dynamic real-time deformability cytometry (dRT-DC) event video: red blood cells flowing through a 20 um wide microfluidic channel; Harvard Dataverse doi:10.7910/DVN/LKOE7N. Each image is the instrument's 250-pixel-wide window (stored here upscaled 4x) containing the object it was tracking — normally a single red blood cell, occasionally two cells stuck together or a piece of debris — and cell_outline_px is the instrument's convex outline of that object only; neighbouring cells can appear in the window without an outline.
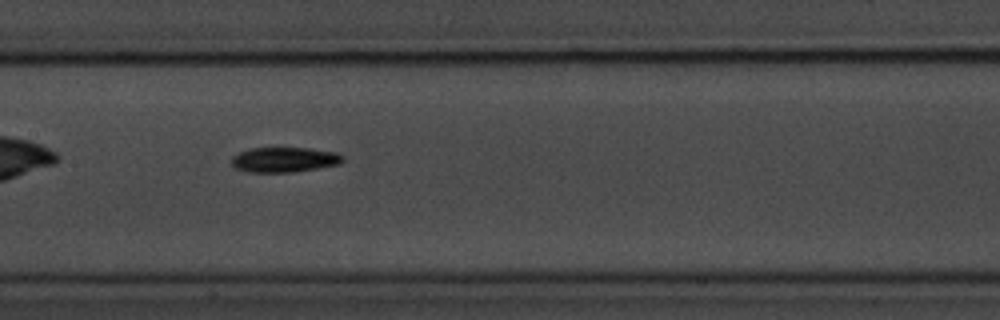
{"species": "common noctule bat (a hibernating species)", "species_latin": "Nyctalus noctula", "temperature_condition": "room temperature", "stored_images_in_passage": 42, "camera_frame_rate_fps": 3000, "um_per_image_px": 0.085, "animal": {"sex": "male", "body_mass_g": 20.1, "forearm_length_mm": 53.5}, "frame": {"image": 1, "passage_image": 13, "time_ms": 4.0, "image_size_px": [1000, 320], "cell_outline_px": [[344, 160], [340, 164], [292, 172], [248, 172], [236, 168], [232, 164], [232, 156], [240, 152], [252, 148], [308, 148], [336, 152], [344, 156]], "centroid_in_image_um": [24.19, 13.57], "position_along_channel_um": 183.2, "area_um2": 16.13}}
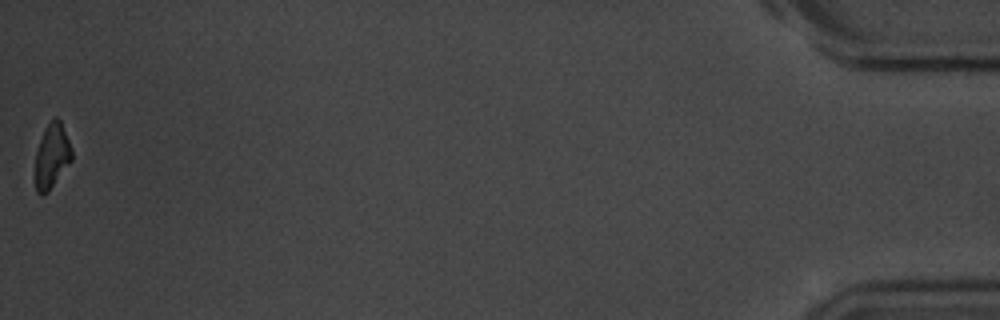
{"frame": {"image": 2, "passage_image": 42, "time_ms": 13.667, "image_size_px": [1000, 320], "cell_outline_px": [[72, 160], [48, 192], [40, 196], [36, 192], [36, 152], [44, 128], [52, 116], [56, 116], [60, 120], [72, 148]], "centroid_in_image_um": [4.41, 13.23], "position_along_channel_um": 430.8, "area_um2": 13.81}, "authors_computed_cell_mechanics": {"area_um2": 15.6638, "velocity_mm_per_s": 3.5784, "shape_relaxation_time_tau1_ms": 3.8076, "shape_relaxation_time_tau2_ms": null, "deformation_change_tau1": 0.1727, "deformation_change_tau2": null}}